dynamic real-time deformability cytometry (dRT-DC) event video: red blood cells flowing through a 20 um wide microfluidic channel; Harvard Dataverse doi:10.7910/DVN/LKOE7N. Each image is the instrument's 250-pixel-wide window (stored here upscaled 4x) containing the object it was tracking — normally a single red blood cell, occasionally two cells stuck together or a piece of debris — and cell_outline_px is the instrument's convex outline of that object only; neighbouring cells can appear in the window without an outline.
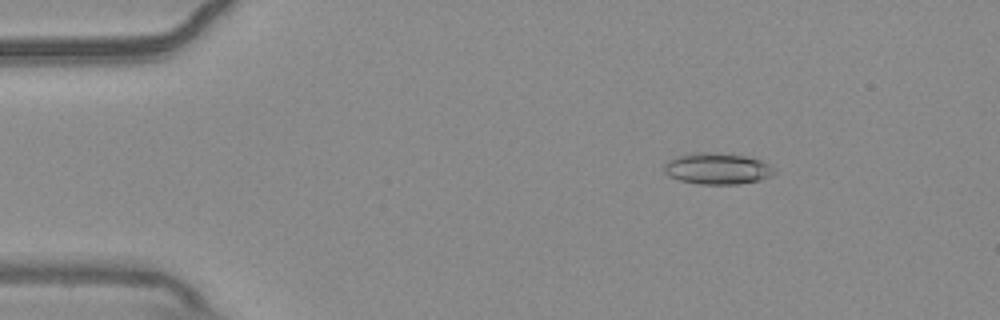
{"species": "common noctule bat (a hibernating species)", "species_latin": "Nyctalus noctula", "temperature_condition": "warm", "stored_images_in_passage": 56, "camera_frame_rate_fps": 3000, "um_per_image_px": 0.085, "animal": {"sex": "male", "body_mass_g": 20.4}, "frame": {"image": 1, "passage_image": 9, "time_ms": 2.667, "image_size_px": [1000, 320], "cell_outline_px": [[776, 172], [772, 176], [760, 180], [736, 184], [700, 184], [680, 180], [668, 176], [664, 172], [664, 164], [668, 160], [676, 156], [692, 152], [728, 152], [760, 160], [768, 164]], "centroid_in_image_um": [60.94, 14.31], "position_along_channel_um": 24.1, "area_um2": 20.35}}
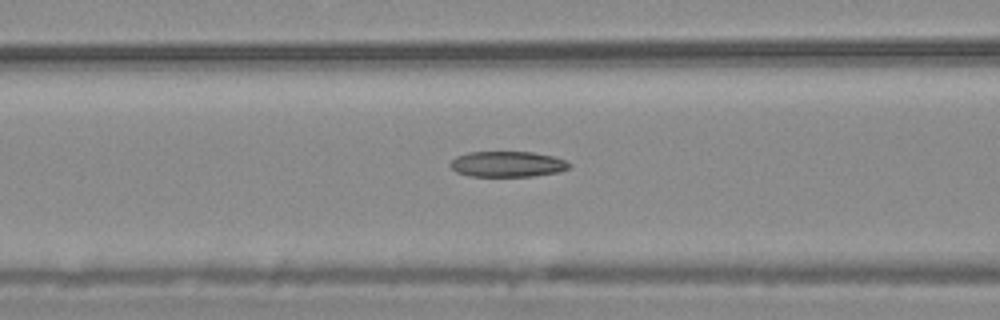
{"frame": {"image": 2, "passage_image": 23, "time_ms": 7.333, "image_size_px": [1000, 320], "cell_outline_px": [[572, 164], [568, 168], [560, 172], [532, 176], [468, 176], [456, 172], [448, 164], [456, 156], [468, 152], [532, 152], [552, 156], [564, 160]], "centroid_in_image_um": [43.11, 13.95], "position_along_channel_um": 123.5, "area_um2": 17.8}}
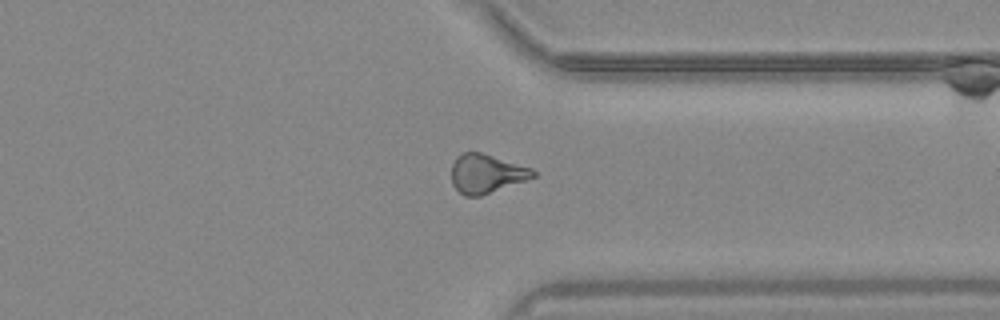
{"frame": {"image": 3, "passage_image": 43, "time_ms": 14.0, "image_size_px": [1000, 320], "cell_outline_px": [[536, 176], [480, 196], [464, 196], [452, 184], [452, 164], [456, 156], [464, 152], [480, 152], [532, 168], [536, 172]], "centroid_in_image_um": [41.32, 14.75], "position_along_channel_um": 370.1, "area_um2": 18.26}, "authors_computed_cell_mechanics": {"area_um2": 18.6116, "velocity_mm_per_s": 3.7181, "shape_relaxation_time_tau1_ms": null, "shape_relaxation_time_tau2_ms": 9.7011, "deformation_change_tau1": null, "deformation_change_tau2": 0.2192}}